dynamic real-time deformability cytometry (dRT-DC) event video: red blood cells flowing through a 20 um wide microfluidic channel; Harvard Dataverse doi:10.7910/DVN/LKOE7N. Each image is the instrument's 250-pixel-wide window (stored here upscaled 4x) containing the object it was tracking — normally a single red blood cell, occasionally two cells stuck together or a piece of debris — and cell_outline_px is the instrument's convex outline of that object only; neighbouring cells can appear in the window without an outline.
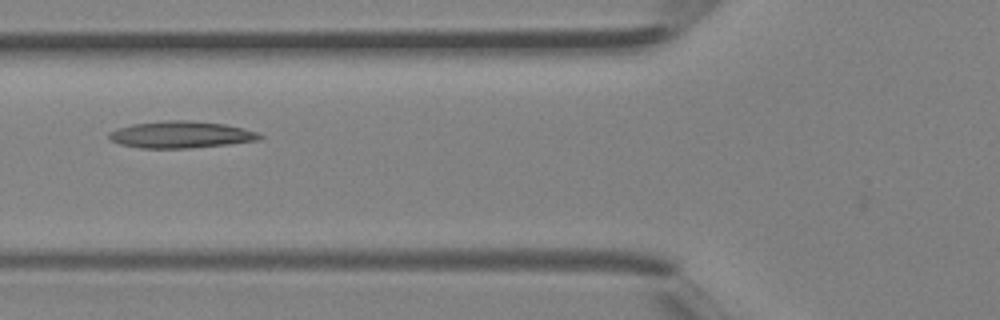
{"species": "Egyptian fruit bat (a non-hibernating species)", "species_latin": "Rousettus aegyptiacus", "temperature_condition": "room temperature", "stored_images_in_passage": 5, "camera_frame_rate_fps": 3000, "um_per_image_px": 0.085, "animal": {"sex": "female"}, "frame": {"image": 1, "passage_image": 5, "time_ms": 1.333, "image_size_px": [1000, 320], "cell_outline_px": [[264, 136], [260, 140], [228, 144], [188, 148], [140, 148], [120, 144], [112, 140], [108, 136], [108, 132], [116, 128], [132, 124], [168, 120], [188, 120], [224, 124], [244, 128], [260, 132]], "centroid_in_image_um": [15.4, 11.44], "position_along_channel_um": 110.4, "area_um2": 23.64}}